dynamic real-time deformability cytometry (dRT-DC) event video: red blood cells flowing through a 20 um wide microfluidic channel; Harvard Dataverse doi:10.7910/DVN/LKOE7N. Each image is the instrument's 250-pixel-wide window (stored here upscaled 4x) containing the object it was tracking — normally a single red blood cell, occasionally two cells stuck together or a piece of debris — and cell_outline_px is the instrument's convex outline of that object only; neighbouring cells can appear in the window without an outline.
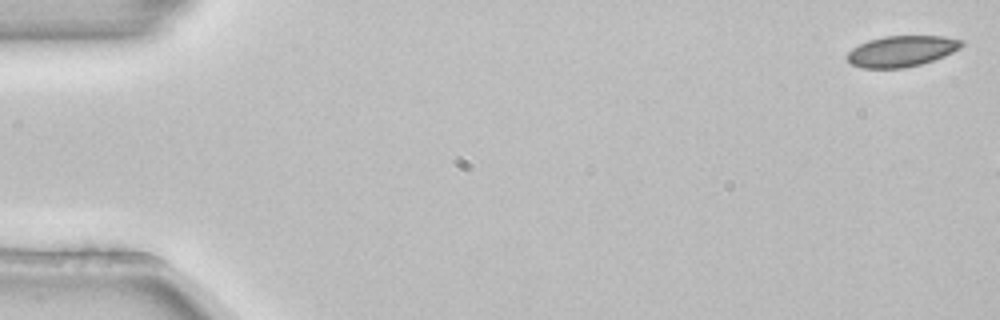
{"species": "common noctule bat (a hibernating species)", "species_latin": "Nyctalus noctula", "temperature_condition": "room temperature", "stored_images_in_passage": 3, "camera_frame_rate_fps": 3000, "um_per_image_px": 0.085, "animal": {"sex": "female", "body_mass_g": 22.7, "forearm_length_mm": 54.2}, "frame": {"image": 1, "passage_image": 1, "time_ms": 0.0, "image_size_px": [1000, 320], "cell_outline_px": [[964, 44], [960, 48], [944, 56], [920, 64], [904, 68], [860, 68], [852, 64], [848, 60], [848, 52], [852, 48], [868, 40], [884, 36], [944, 36], [964, 40]], "centroid_in_image_um": [76.65, 4.34], "position_along_channel_um": 8.4, "area_um2": 20.58}}